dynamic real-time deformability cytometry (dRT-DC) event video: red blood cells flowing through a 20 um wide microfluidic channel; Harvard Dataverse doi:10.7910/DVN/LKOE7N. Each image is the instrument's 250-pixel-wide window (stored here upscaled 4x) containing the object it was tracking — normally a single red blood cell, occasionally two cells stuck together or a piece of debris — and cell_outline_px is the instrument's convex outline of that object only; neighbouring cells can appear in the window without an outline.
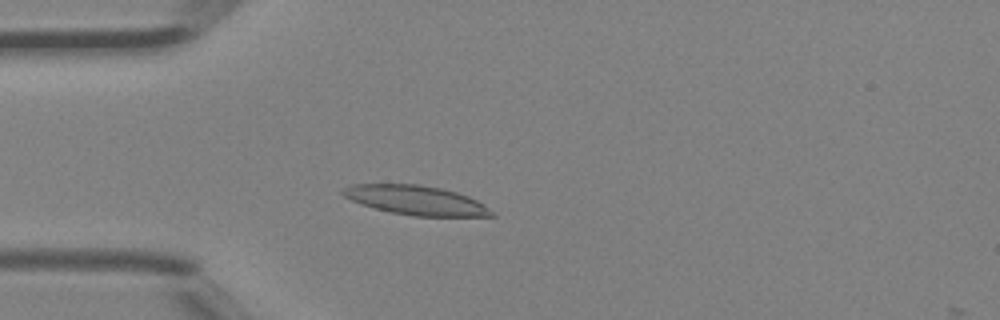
{"species": "Egyptian fruit bat (a non-hibernating species)", "species_latin": "Rousettus aegyptiacus", "temperature_condition": "room temperature", "stored_images_in_passage": 44, "camera_frame_rate_fps": 3000, "um_per_image_px": 0.085, "animal": {"sex": "female"}, "frame": {"image": 1, "passage_image": 11, "time_ms": 3.333, "image_size_px": [1000, 320], "cell_outline_px": [[496, 216], [412, 216], [392, 212], [376, 208], [352, 200], [344, 196], [340, 192], [344, 188], [352, 184], [420, 184], [440, 188], [456, 192], [468, 196], [484, 204]], "centroid_in_image_um": [35.37, 17.01], "position_along_channel_um": 49.6, "area_um2": 25.09}}
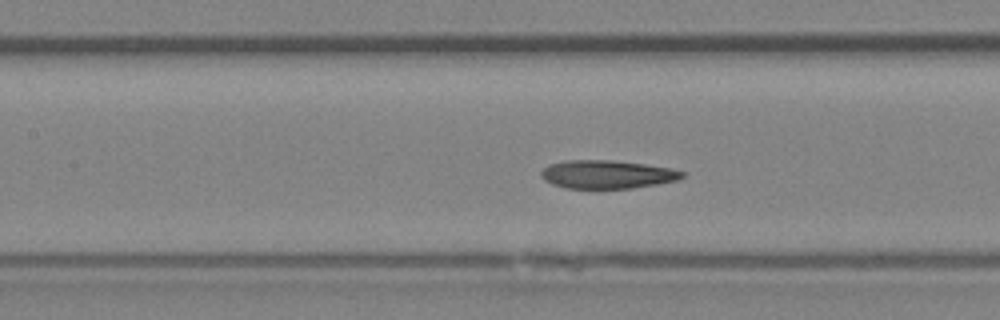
{"frame": {"image": 2, "passage_image": 19, "time_ms": 6.0, "image_size_px": [1000, 320], "cell_outline_px": [[684, 176], [676, 180], [656, 184], [632, 188], [564, 188], [552, 184], [544, 180], [540, 176], [540, 172], [548, 164], [564, 160], [612, 160], [644, 164], [672, 168], [684, 172]], "centroid_in_image_um": [51.56, 14.81], "position_along_channel_um": 155.8, "area_um2": 23.29}}
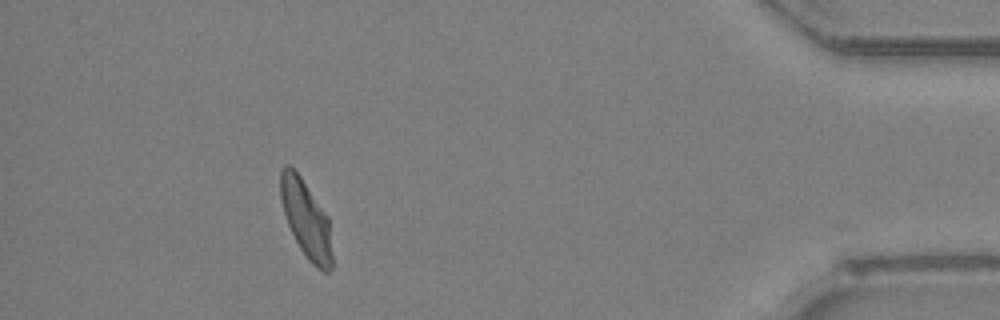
{"frame": {"image": 3, "passage_image": 40, "time_ms": 13.0, "image_size_px": [1000, 320], "cell_outline_px": [[332, 268], [328, 272], [324, 272], [316, 268], [308, 260], [300, 248], [288, 224], [280, 200], [280, 168], [284, 164], [288, 164], [300, 176], [328, 216], [332, 256]], "centroid_in_image_um": [26.01, 18.63], "position_along_channel_um": 409.2, "area_um2": 23.18}, "authors_computed_cell_mechanics": {"area_um2": 23.6402, "velocity_mm_per_s": 4.4445, "shape_relaxation_time_tau1_ms": 11.0743, "shape_relaxation_time_tau2_ms": 1.944, "deformation_change_tau1": 0.2731, "deformation_change_tau2": 0.0766}}